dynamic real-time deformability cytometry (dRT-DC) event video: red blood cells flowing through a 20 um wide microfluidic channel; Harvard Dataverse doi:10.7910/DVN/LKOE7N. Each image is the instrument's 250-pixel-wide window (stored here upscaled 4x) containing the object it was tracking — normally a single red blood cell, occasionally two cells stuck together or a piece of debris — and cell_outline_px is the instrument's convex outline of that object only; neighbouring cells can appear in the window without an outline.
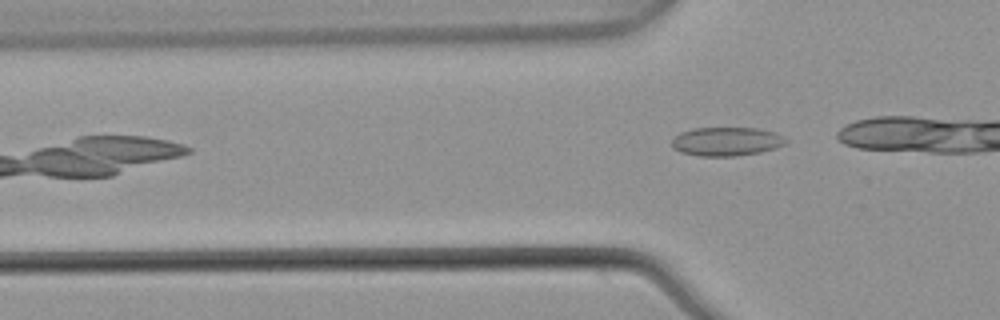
{"species": "common noctule bat (a hibernating species)", "species_latin": "Nyctalus noctula", "temperature_condition": "warm", "stored_images_in_passage": 6, "camera_frame_rate_fps": 3000, "um_per_image_px": 0.085, "animal": {"sex": "male", "body_mass_g": 21.5, "forearm_length_mm": 52.0}, "frame": {"image": 1, "passage_image": 6, "time_ms": 1.667, "image_size_px": [1000, 320], "cell_outline_px": [[788, 140], [784, 144], [776, 148], [760, 152], [736, 156], [696, 156], [680, 152], [672, 148], [672, 140], [680, 132], [692, 128], [756, 128], [772, 132]], "centroid_in_image_um": [61.69, 12.03], "position_along_channel_um": 64.1, "area_um2": 19.07}}